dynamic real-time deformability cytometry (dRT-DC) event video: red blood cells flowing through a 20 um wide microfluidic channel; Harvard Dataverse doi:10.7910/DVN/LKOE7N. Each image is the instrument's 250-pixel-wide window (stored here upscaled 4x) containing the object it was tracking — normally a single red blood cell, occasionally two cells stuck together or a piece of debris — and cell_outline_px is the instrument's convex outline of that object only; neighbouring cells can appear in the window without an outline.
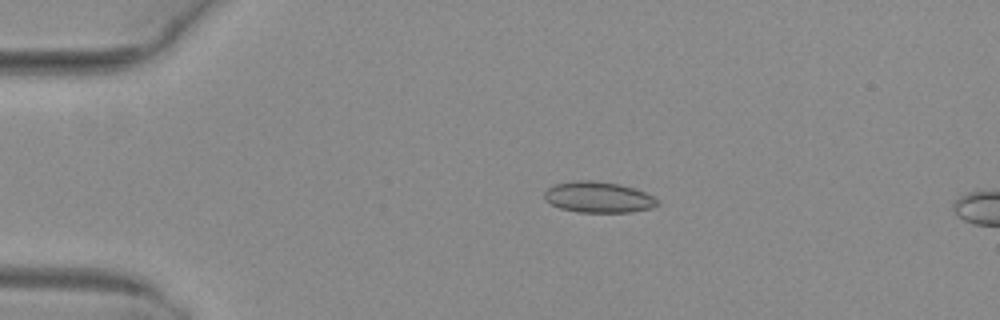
{"species": "common noctule bat (a hibernating species)", "species_latin": "Nyctalus noctula", "temperature_condition": "warm", "stored_images_in_passage": 5, "camera_frame_rate_fps": 3000, "um_per_image_px": 0.085, "animal": {"sex": "female", "body_mass_g": 29.2, "forearm_length_mm": 56.3}, "frame": {"image": 1, "passage_image": 1, "time_ms": 0.0, "image_size_px": [1000, 320], "cell_outline_px": [[660, 204], [652, 208], [632, 212], [576, 212], [560, 208], [544, 200], [544, 192], [552, 184], [576, 180], [592, 180], [620, 184], [636, 188], [652, 196]], "centroid_in_image_um": [50.84, 16.75], "position_along_channel_um": 34.2, "area_um2": 20.58}}